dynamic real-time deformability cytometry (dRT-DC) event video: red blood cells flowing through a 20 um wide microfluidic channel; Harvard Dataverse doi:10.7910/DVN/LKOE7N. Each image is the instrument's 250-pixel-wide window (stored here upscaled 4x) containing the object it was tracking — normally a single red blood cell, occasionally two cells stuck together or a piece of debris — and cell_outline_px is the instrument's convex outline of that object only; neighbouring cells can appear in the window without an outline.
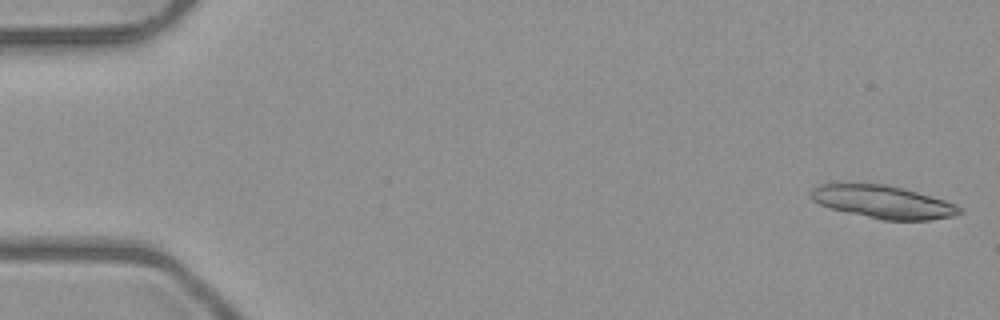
{"species": "common noctule bat (a hibernating species)", "species_latin": "Nyctalus noctula", "temperature_condition": "room temperature", "stored_images_in_passage": 6, "segment_of_instrument_passage": [1, 2], "camera_frame_rate_fps": 3000, "um_per_image_px": 0.085, "animal": {"sex": "male", "body_mass_g": 23.1, "forearm_length_mm": 52.7}, "frame": {"image": 1, "passage_image": 1, "time_ms": 0.0, "image_size_px": [1000, 320], "cell_outline_px": [[964, 212], [952, 216], [928, 220], [880, 220], [832, 208], [820, 204], [812, 200], [812, 188], [820, 184], [884, 184], [932, 196], [956, 204]], "centroid_in_image_um": [75.08, 17.17], "position_along_channel_um": 9.9, "area_um2": 27.98}}